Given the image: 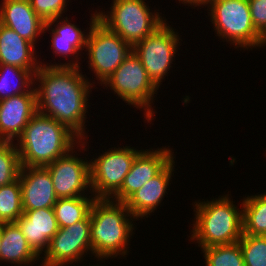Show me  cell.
<instances>
[{
  "label": "cell",
  "mask_w": 266,
  "mask_h": 266,
  "mask_svg": "<svg viewBox=\"0 0 266 266\" xmlns=\"http://www.w3.org/2000/svg\"><path fill=\"white\" fill-rule=\"evenodd\" d=\"M81 68L41 65L34 75V87L37 112L55 119L83 140L89 137L86 119L91 92L97 87Z\"/></svg>",
  "instance_id": "obj_1"
},
{
  "label": "cell",
  "mask_w": 266,
  "mask_h": 266,
  "mask_svg": "<svg viewBox=\"0 0 266 266\" xmlns=\"http://www.w3.org/2000/svg\"><path fill=\"white\" fill-rule=\"evenodd\" d=\"M229 191L227 194L210 198L211 200H194V220L190 231L189 242L197 243L200 249L216 245L236 243L243 234L242 200L240 209ZM204 200V201H203Z\"/></svg>",
  "instance_id": "obj_2"
},
{
  "label": "cell",
  "mask_w": 266,
  "mask_h": 266,
  "mask_svg": "<svg viewBox=\"0 0 266 266\" xmlns=\"http://www.w3.org/2000/svg\"><path fill=\"white\" fill-rule=\"evenodd\" d=\"M93 258L125 259L138 221L125 203L95 198L90 209ZM135 225V226H134ZM127 255V256H125Z\"/></svg>",
  "instance_id": "obj_3"
},
{
  "label": "cell",
  "mask_w": 266,
  "mask_h": 266,
  "mask_svg": "<svg viewBox=\"0 0 266 266\" xmlns=\"http://www.w3.org/2000/svg\"><path fill=\"white\" fill-rule=\"evenodd\" d=\"M81 139L55 119L36 113L15 144L21 166H46L66 154Z\"/></svg>",
  "instance_id": "obj_4"
},
{
  "label": "cell",
  "mask_w": 266,
  "mask_h": 266,
  "mask_svg": "<svg viewBox=\"0 0 266 266\" xmlns=\"http://www.w3.org/2000/svg\"><path fill=\"white\" fill-rule=\"evenodd\" d=\"M103 89L111 90L114 96L121 99L126 105L141 109L144 122L153 125L156 119L154 98L157 97L159 88L149 78L147 71L139 57L132 50L122 64L101 85ZM117 94V95H116ZM156 96V97H155ZM154 117V118H153Z\"/></svg>",
  "instance_id": "obj_5"
},
{
  "label": "cell",
  "mask_w": 266,
  "mask_h": 266,
  "mask_svg": "<svg viewBox=\"0 0 266 266\" xmlns=\"http://www.w3.org/2000/svg\"><path fill=\"white\" fill-rule=\"evenodd\" d=\"M145 1L112 0L106 12L98 7V20L133 48L169 19Z\"/></svg>",
  "instance_id": "obj_6"
},
{
  "label": "cell",
  "mask_w": 266,
  "mask_h": 266,
  "mask_svg": "<svg viewBox=\"0 0 266 266\" xmlns=\"http://www.w3.org/2000/svg\"><path fill=\"white\" fill-rule=\"evenodd\" d=\"M207 14L215 36L241 51L261 48V35L252 22L248 0H210ZM240 48V49H239Z\"/></svg>",
  "instance_id": "obj_7"
},
{
  "label": "cell",
  "mask_w": 266,
  "mask_h": 266,
  "mask_svg": "<svg viewBox=\"0 0 266 266\" xmlns=\"http://www.w3.org/2000/svg\"><path fill=\"white\" fill-rule=\"evenodd\" d=\"M132 51V47L119 35L110 31L98 19L91 25L89 30L84 59L88 58L87 68L92 72L90 82L102 85L112 73L122 64L124 59ZM91 70V71H90ZM94 74V75H93ZM93 76L95 77L93 79ZM99 81V82H98Z\"/></svg>",
  "instance_id": "obj_8"
},
{
  "label": "cell",
  "mask_w": 266,
  "mask_h": 266,
  "mask_svg": "<svg viewBox=\"0 0 266 266\" xmlns=\"http://www.w3.org/2000/svg\"><path fill=\"white\" fill-rule=\"evenodd\" d=\"M171 21L167 20L159 26L152 34L137 43L132 50L139 57L149 78L161 88L163 80L168 77L172 64H176L175 57L182 45V38ZM178 52V53H177Z\"/></svg>",
  "instance_id": "obj_9"
},
{
  "label": "cell",
  "mask_w": 266,
  "mask_h": 266,
  "mask_svg": "<svg viewBox=\"0 0 266 266\" xmlns=\"http://www.w3.org/2000/svg\"><path fill=\"white\" fill-rule=\"evenodd\" d=\"M117 147L114 145L105 152L102 150V153L94 154L96 158L93 155L89 159L91 189L95 198L111 199L120 190L133 161L142 150L131 145Z\"/></svg>",
  "instance_id": "obj_10"
},
{
  "label": "cell",
  "mask_w": 266,
  "mask_h": 266,
  "mask_svg": "<svg viewBox=\"0 0 266 266\" xmlns=\"http://www.w3.org/2000/svg\"><path fill=\"white\" fill-rule=\"evenodd\" d=\"M87 141L88 138L81 140L66 154L45 166L52 178L58 199L94 196L90 182V158L79 157L80 154H78L89 150Z\"/></svg>",
  "instance_id": "obj_11"
},
{
  "label": "cell",
  "mask_w": 266,
  "mask_h": 266,
  "mask_svg": "<svg viewBox=\"0 0 266 266\" xmlns=\"http://www.w3.org/2000/svg\"><path fill=\"white\" fill-rule=\"evenodd\" d=\"M91 16H89L90 22L88 23L89 27L85 29H81L78 25L70 20V17L65 16L58 17L56 19H52L46 22L44 26V35L46 32H49V36L51 37L49 42L52 50V54L59 56L61 60H64L65 63L61 62V60L56 63L55 59L51 60L50 63L44 62L45 59H40V65L43 66H68V67H81L82 61V51L86 49V40L91 28V25L98 19V11L97 8L95 11L91 12ZM70 20V21H69ZM73 56V57H72ZM80 56V57H79ZM64 58V59H62ZM67 58V59H66ZM71 59V60H70ZM68 60V61H67ZM81 60V62H80ZM54 61V62H53ZM67 61V62H66ZM53 62V63H52ZM47 63V64H46Z\"/></svg>",
  "instance_id": "obj_12"
},
{
  "label": "cell",
  "mask_w": 266,
  "mask_h": 266,
  "mask_svg": "<svg viewBox=\"0 0 266 266\" xmlns=\"http://www.w3.org/2000/svg\"><path fill=\"white\" fill-rule=\"evenodd\" d=\"M85 255L93 257L90 213L73 225L59 228L40 261L49 265L76 266L85 260Z\"/></svg>",
  "instance_id": "obj_13"
},
{
  "label": "cell",
  "mask_w": 266,
  "mask_h": 266,
  "mask_svg": "<svg viewBox=\"0 0 266 266\" xmlns=\"http://www.w3.org/2000/svg\"><path fill=\"white\" fill-rule=\"evenodd\" d=\"M174 151L169 145L154 149H142L133 161L120 190L111 199L124 203L176 157Z\"/></svg>",
  "instance_id": "obj_14"
},
{
  "label": "cell",
  "mask_w": 266,
  "mask_h": 266,
  "mask_svg": "<svg viewBox=\"0 0 266 266\" xmlns=\"http://www.w3.org/2000/svg\"><path fill=\"white\" fill-rule=\"evenodd\" d=\"M37 113L36 90L0 101V141L15 142Z\"/></svg>",
  "instance_id": "obj_15"
},
{
  "label": "cell",
  "mask_w": 266,
  "mask_h": 266,
  "mask_svg": "<svg viewBox=\"0 0 266 266\" xmlns=\"http://www.w3.org/2000/svg\"><path fill=\"white\" fill-rule=\"evenodd\" d=\"M176 157L155 177L145 183L132 194L124 203L131 214L139 221L153 215L170 190L173 182ZM169 188V189H168ZM152 214V215H151Z\"/></svg>",
  "instance_id": "obj_16"
},
{
  "label": "cell",
  "mask_w": 266,
  "mask_h": 266,
  "mask_svg": "<svg viewBox=\"0 0 266 266\" xmlns=\"http://www.w3.org/2000/svg\"><path fill=\"white\" fill-rule=\"evenodd\" d=\"M19 181L23 210L53 208L58 198L55 194L52 178L46 167L22 166Z\"/></svg>",
  "instance_id": "obj_17"
},
{
  "label": "cell",
  "mask_w": 266,
  "mask_h": 266,
  "mask_svg": "<svg viewBox=\"0 0 266 266\" xmlns=\"http://www.w3.org/2000/svg\"><path fill=\"white\" fill-rule=\"evenodd\" d=\"M0 24L36 46L39 37L44 36L46 22L35 13L29 0H1Z\"/></svg>",
  "instance_id": "obj_18"
},
{
  "label": "cell",
  "mask_w": 266,
  "mask_h": 266,
  "mask_svg": "<svg viewBox=\"0 0 266 266\" xmlns=\"http://www.w3.org/2000/svg\"><path fill=\"white\" fill-rule=\"evenodd\" d=\"M16 221L30 247L41 257L59 226L53 208L23 210Z\"/></svg>",
  "instance_id": "obj_19"
},
{
  "label": "cell",
  "mask_w": 266,
  "mask_h": 266,
  "mask_svg": "<svg viewBox=\"0 0 266 266\" xmlns=\"http://www.w3.org/2000/svg\"><path fill=\"white\" fill-rule=\"evenodd\" d=\"M36 47L20 37L14 30L0 24V64L13 65L26 70H38L42 57L37 55Z\"/></svg>",
  "instance_id": "obj_20"
},
{
  "label": "cell",
  "mask_w": 266,
  "mask_h": 266,
  "mask_svg": "<svg viewBox=\"0 0 266 266\" xmlns=\"http://www.w3.org/2000/svg\"><path fill=\"white\" fill-rule=\"evenodd\" d=\"M0 264L34 266L40 256L30 247L16 222L2 223Z\"/></svg>",
  "instance_id": "obj_21"
},
{
  "label": "cell",
  "mask_w": 266,
  "mask_h": 266,
  "mask_svg": "<svg viewBox=\"0 0 266 266\" xmlns=\"http://www.w3.org/2000/svg\"><path fill=\"white\" fill-rule=\"evenodd\" d=\"M37 71L0 64V101L28 92L34 86Z\"/></svg>",
  "instance_id": "obj_22"
},
{
  "label": "cell",
  "mask_w": 266,
  "mask_h": 266,
  "mask_svg": "<svg viewBox=\"0 0 266 266\" xmlns=\"http://www.w3.org/2000/svg\"><path fill=\"white\" fill-rule=\"evenodd\" d=\"M242 214L243 234L266 236V191L257 195H243Z\"/></svg>",
  "instance_id": "obj_23"
},
{
  "label": "cell",
  "mask_w": 266,
  "mask_h": 266,
  "mask_svg": "<svg viewBox=\"0 0 266 266\" xmlns=\"http://www.w3.org/2000/svg\"><path fill=\"white\" fill-rule=\"evenodd\" d=\"M94 196L60 198L53 206L59 228H65L83 220L89 213Z\"/></svg>",
  "instance_id": "obj_24"
},
{
  "label": "cell",
  "mask_w": 266,
  "mask_h": 266,
  "mask_svg": "<svg viewBox=\"0 0 266 266\" xmlns=\"http://www.w3.org/2000/svg\"><path fill=\"white\" fill-rule=\"evenodd\" d=\"M19 178L0 187V222H16L23 215Z\"/></svg>",
  "instance_id": "obj_25"
},
{
  "label": "cell",
  "mask_w": 266,
  "mask_h": 266,
  "mask_svg": "<svg viewBox=\"0 0 266 266\" xmlns=\"http://www.w3.org/2000/svg\"><path fill=\"white\" fill-rule=\"evenodd\" d=\"M202 253L204 266H245L239 242L202 248Z\"/></svg>",
  "instance_id": "obj_26"
},
{
  "label": "cell",
  "mask_w": 266,
  "mask_h": 266,
  "mask_svg": "<svg viewBox=\"0 0 266 266\" xmlns=\"http://www.w3.org/2000/svg\"><path fill=\"white\" fill-rule=\"evenodd\" d=\"M21 167L15 142L0 141V187L16 181Z\"/></svg>",
  "instance_id": "obj_27"
},
{
  "label": "cell",
  "mask_w": 266,
  "mask_h": 266,
  "mask_svg": "<svg viewBox=\"0 0 266 266\" xmlns=\"http://www.w3.org/2000/svg\"><path fill=\"white\" fill-rule=\"evenodd\" d=\"M238 242L245 266H266V236L242 234Z\"/></svg>",
  "instance_id": "obj_28"
},
{
  "label": "cell",
  "mask_w": 266,
  "mask_h": 266,
  "mask_svg": "<svg viewBox=\"0 0 266 266\" xmlns=\"http://www.w3.org/2000/svg\"><path fill=\"white\" fill-rule=\"evenodd\" d=\"M29 2L35 13L44 22H47L58 17H64V14L68 12L67 6L70 5L71 0H29Z\"/></svg>",
  "instance_id": "obj_29"
},
{
  "label": "cell",
  "mask_w": 266,
  "mask_h": 266,
  "mask_svg": "<svg viewBox=\"0 0 266 266\" xmlns=\"http://www.w3.org/2000/svg\"><path fill=\"white\" fill-rule=\"evenodd\" d=\"M248 2L254 27L262 35L266 31V0H248Z\"/></svg>",
  "instance_id": "obj_30"
},
{
  "label": "cell",
  "mask_w": 266,
  "mask_h": 266,
  "mask_svg": "<svg viewBox=\"0 0 266 266\" xmlns=\"http://www.w3.org/2000/svg\"><path fill=\"white\" fill-rule=\"evenodd\" d=\"M95 259H96V261L99 262V263H97V264L95 263V265H94V263H93V265H92V264L90 265V263H89V265H87V266H104V264H106L105 262H107L106 260H109V259L112 260L113 258H102V257L100 258V257H99V258H94V260H95ZM100 263H101V264H100ZM102 263H104V264L102 265Z\"/></svg>",
  "instance_id": "obj_31"
},
{
  "label": "cell",
  "mask_w": 266,
  "mask_h": 266,
  "mask_svg": "<svg viewBox=\"0 0 266 266\" xmlns=\"http://www.w3.org/2000/svg\"><path fill=\"white\" fill-rule=\"evenodd\" d=\"M266 46V31L261 35V48Z\"/></svg>",
  "instance_id": "obj_32"
},
{
  "label": "cell",
  "mask_w": 266,
  "mask_h": 266,
  "mask_svg": "<svg viewBox=\"0 0 266 266\" xmlns=\"http://www.w3.org/2000/svg\"><path fill=\"white\" fill-rule=\"evenodd\" d=\"M42 263V264H41ZM40 264V265H39ZM39 264H36V266H61V265H49V264H45L43 262H40Z\"/></svg>",
  "instance_id": "obj_33"
},
{
  "label": "cell",
  "mask_w": 266,
  "mask_h": 266,
  "mask_svg": "<svg viewBox=\"0 0 266 266\" xmlns=\"http://www.w3.org/2000/svg\"><path fill=\"white\" fill-rule=\"evenodd\" d=\"M1 234H2V223L0 222V248H1Z\"/></svg>",
  "instance_id": "obj_34"
}]
</instances>
